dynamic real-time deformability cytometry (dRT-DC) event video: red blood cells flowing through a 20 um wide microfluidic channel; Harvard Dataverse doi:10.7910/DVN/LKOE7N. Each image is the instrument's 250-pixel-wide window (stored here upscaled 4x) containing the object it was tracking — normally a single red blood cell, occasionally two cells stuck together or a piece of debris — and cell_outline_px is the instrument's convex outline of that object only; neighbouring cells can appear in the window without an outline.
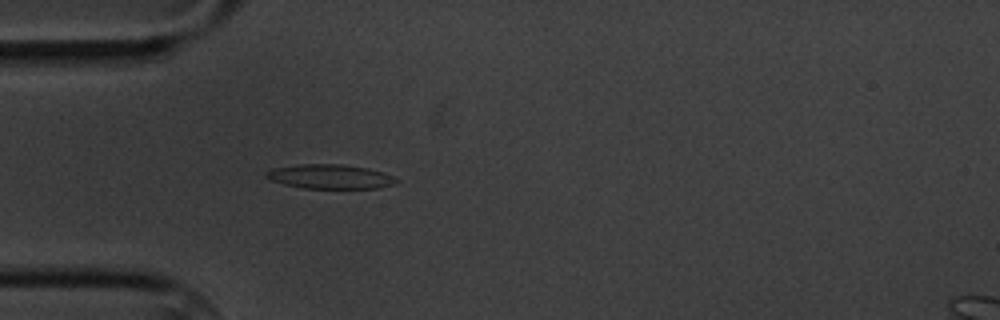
{"species": "common noctule bat (a hibernating species)", "species_latin": "Nyctalus noctula", "temperature_condition": "cold", "stored_images_in_passage": 4, "camera_frame_rate_fps": 3000, "um_per_image_px": 0.085, "animal": {"sex": "male", "body_mass_g": 20.1, "forearm_length_mm": 53.5}, "frame": {"image": 1, "passage_image": 4, "time_ms": 3.333, "image_size_px": [1000, 320], "cell_outline_px": [[400, 180], [396, 184], [376, 188], [304, 188], [284, 184], [268, 180], [264, 176], [264, 172], [272, 168], [296, 164], [340, 164], [368, 168], [392, 176]], "centroid_in_image_um": [27.99, 15.01], "position_along_channel_um": 57.0, "area_um2": 18.55}}